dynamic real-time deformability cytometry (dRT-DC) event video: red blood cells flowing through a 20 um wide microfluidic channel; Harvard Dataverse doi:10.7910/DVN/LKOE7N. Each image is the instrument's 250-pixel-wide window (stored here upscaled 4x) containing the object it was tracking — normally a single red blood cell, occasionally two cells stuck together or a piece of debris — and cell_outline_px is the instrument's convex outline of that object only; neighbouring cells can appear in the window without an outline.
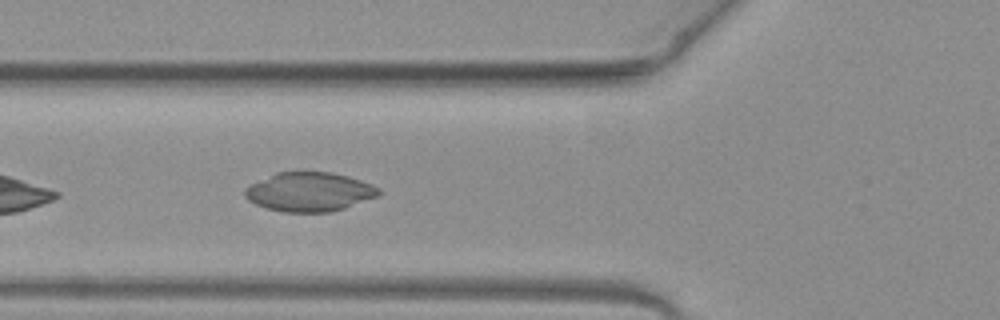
{"species": "common noctule bat (a hibernating species)", "species_latin": "Nyctalus noctula", "temperature_condition": "warm", "stored_images_in_passage": 22, "camera_frame_rate_fps": 3000, "um_per_image_px": 0.085, "animal": {"sex": "female", "body_mass_g": 19.3, "forearm_length_mm": 54.1}, "frame": {"image": 1, "passage_image": 5, "time_ms": 1.333, "image_size_px": [1000, 320], "cell_outline_px": [[380, 192], [376, 196], [344, 208], [332, 212], [284, 212], [268, 208], [256, 204], [248, 200], [244, 196], [244, 188], [276, 172], [332, 172], [348, 176], [372, 184], [380, 188]], "centroid_in_image_um": [26.29, 16.3], "position_along_channel_um": 99.5, "area_um2": 30.29}}
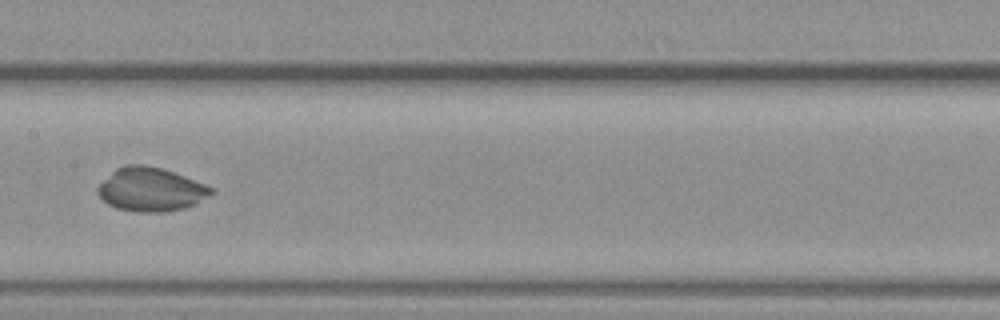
{"frame": {"image": 2, "passage_image": 12, "time_ms": 3.667, "image_size_px": [1000, 320], "cell_outline_px": [[216, 192], [196, 204], [184, 208], [164, 212], [140, 212], [116, 208], [108, 204], [96, 192], [96, 188], [116, 168], [128, 164], [140, 164], [160, 168], [184, 176], [204, 184], [212, 188]], "centroid_in_image_um": [12.82, 16.11], "position_along_channel_um": 194.6, "area_um2": 28.67}}